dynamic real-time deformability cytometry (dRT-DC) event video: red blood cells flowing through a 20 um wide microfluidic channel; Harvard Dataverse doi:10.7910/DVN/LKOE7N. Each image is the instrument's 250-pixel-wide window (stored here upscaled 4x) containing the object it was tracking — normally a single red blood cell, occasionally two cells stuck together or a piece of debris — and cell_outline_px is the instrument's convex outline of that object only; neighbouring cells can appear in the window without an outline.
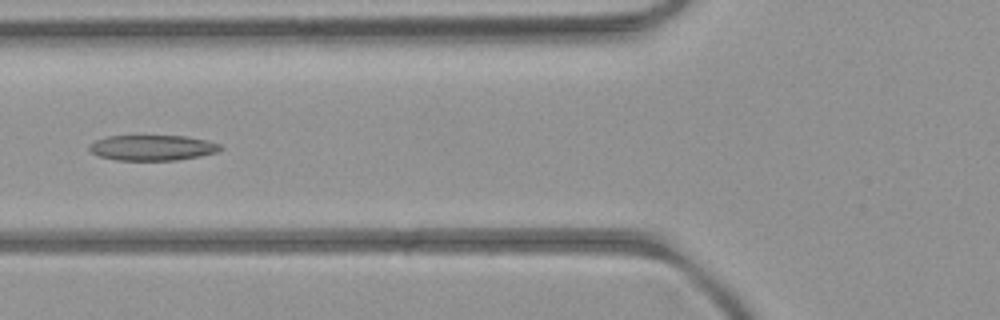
{"species": "common noctule bat (a hibernating species)", "species_latin": "Nyctalus noctula", "temperature_condition": "room temperature", "stored_images_in_passage": 6, "camera_frame_rate_fps": 3000, "um_per_image_px": 0.085, "animal": {"sex": "female", "body_mass_g": 21.9}, "frame": {"image": 1, "passage_image": 6, "time_ms": 5.667, "image_size_px": [1000, 320], "cell_outline_px": [[224, 148], [216, 152], [200, 156], [176, 160], [116, 160], [100, 156], [92, 152], [88, 148], [88, 144], [96, 140], [108, 136], [184, 136], [204, 140], [220, 144]], "centroid_in_image_um": [12.94, 12.56], "position_along_channel_um": 112.9, "area_um2": 19.31}}